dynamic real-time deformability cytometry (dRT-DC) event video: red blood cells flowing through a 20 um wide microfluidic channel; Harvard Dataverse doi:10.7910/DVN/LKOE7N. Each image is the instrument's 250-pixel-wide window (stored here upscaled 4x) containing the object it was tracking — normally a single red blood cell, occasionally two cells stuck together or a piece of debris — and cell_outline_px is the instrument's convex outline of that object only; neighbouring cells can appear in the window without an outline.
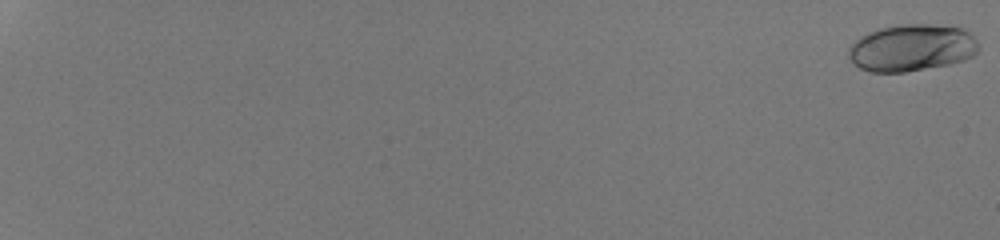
{"species": "human", "species_latin": "Homo sapiens", "temperature_condition": "room temperature", "stored_images_in_passage": 54, "camera_frame_rate_fps": 3000, "um_per_image_px": 0.085, "donor": {"sex": "male"}, "frame": {"image": 1, "passage_image": 1, "time_ms": 0.0, "image_size_px": [1000, 240], "cell_outline_px": [[980, 48], [972, 56], [964, 60], [948, 64], [904, 72], [868, 72], [852, 64], [848, 56], [848, 48], [860, 36], [868, 32], [880, 28], [896, 24], [928, 24], [960, 28], [968, 32], [976, 40]], "centroid_in_image_um": [77.45, 4.06], "position_along_channel_um": 7.6, "area_um2": 35.6}}
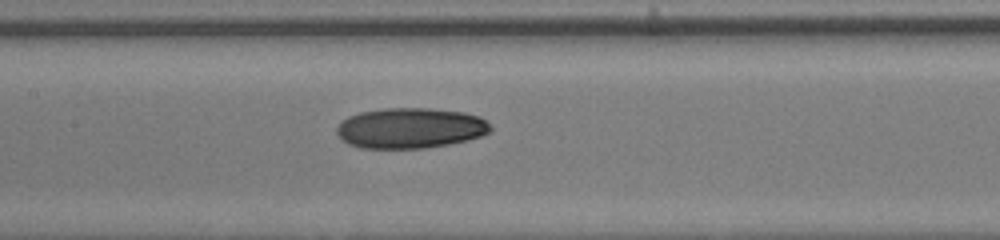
{"frame": {"image": 2, "passage_image": 32, "time_ms": 10.333, "image_size_px": [1000, 240], "cell_outline_px": [[492, 132], [468, 140], [448, 144], [424, 148], [360, 148], [348, 144], [336, 132], [336, 128], [340, 120], [348, 116], [360, 112], [384, 108], [428, 108], [464, 112], [480, 116], [492, 128]], "centroid_in_image_um": [34.86, 10.88], "position_along_channel_um": 172.5, "area_um2": 36.41}}
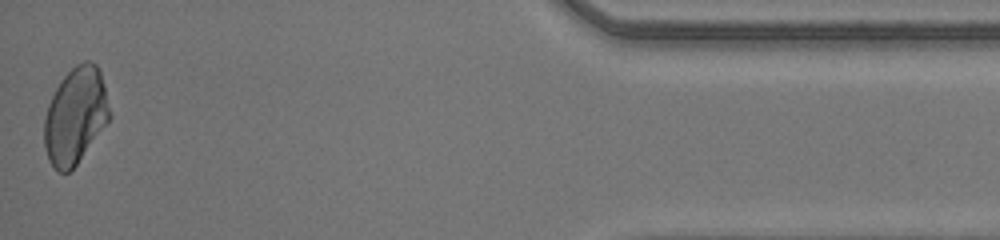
{"frame": {"image": 3, "passage_image": 54, "time_ms": 17.667, "image_size_px": [1000, 240], "cell_outline_px": [[112, 116], [76, 164], [68, 172], [56, 172], [48, 160], [44, 144], [44, 120], [48, 104], [60, 80], [76, 64], [84, 60], [92, 60], [100, 68]], "centroid_in_image_um": [6.41, 9.81], "position_along_channel_um": 428.8, "area_um2": 36.76}, "authors_computed_cell_mechanics": {"area_um2": 35.836, "velocity_mm_per_s": 4.2649, "shape_relaxation_time_tau1_ms": 5.879, "shape_relaxation_time_tau2_ms": 2.5666, "deformation_change_tau1": 0.1835, "deformation_change_tau2": 0.0624}}